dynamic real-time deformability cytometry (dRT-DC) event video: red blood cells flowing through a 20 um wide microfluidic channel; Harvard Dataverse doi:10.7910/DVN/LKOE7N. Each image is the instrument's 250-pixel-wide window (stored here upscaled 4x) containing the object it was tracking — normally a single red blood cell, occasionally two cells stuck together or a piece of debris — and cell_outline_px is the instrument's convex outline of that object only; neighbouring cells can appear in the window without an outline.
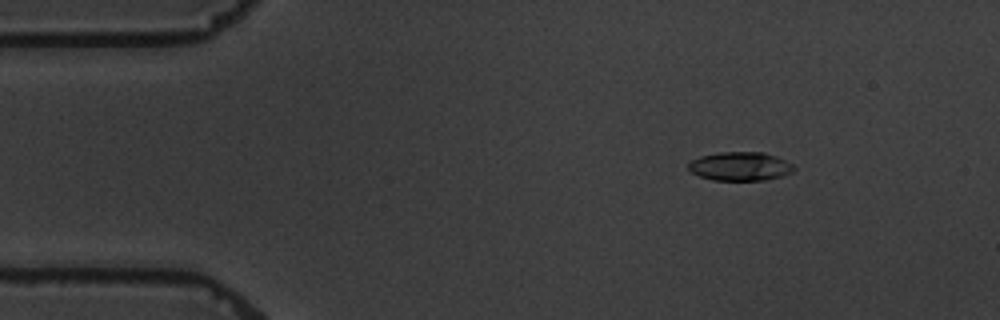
{"species": "common noctule bat (a hibernating species)", "species_latin": "Nyctalus noctula", "temperature_condition": "warm", "stored_images_in_passage": 5, "camera_frame_rate_fps": 3000, "um_per_image_px": 0.085, "animal": {"sex": "male", "body_mass_g": 19.5, "forearm_length_mm": 54.6}, "frame": {"image": 1, "passage_image": 3, "time_ms": 2.333, "image_size_px": [1000, 320], "cell_outline_px": [[796, 168], [792, 172], [784, 176], [764, 180], [712, 180], [700, 176], [692, 172], [688, 168], [688, 164], [692, 160], [700, 156], [720, 152], [764, 152], [776, 156], [792, 164]], "centroid_in_image_um": [62.93, 14.14], "position_along_channel_um": 22.1, "area_um2": 17.69}}
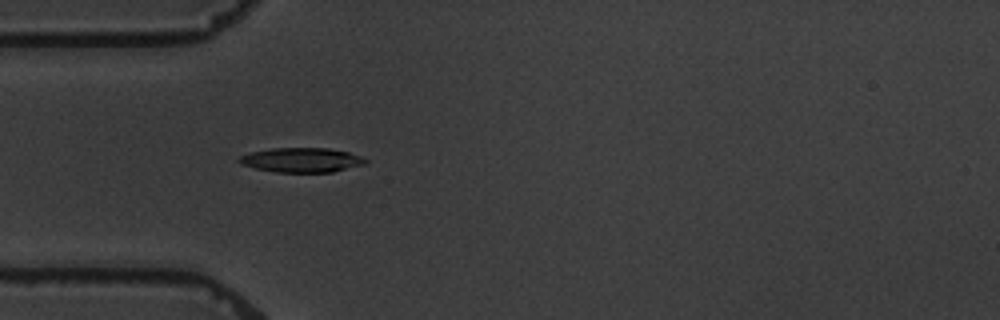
{"frame": {"image": 2, "passage_image": 5, "time_ms": 5.333, "image_size_px": [1000, 320], "cell_outline_px": [[368, 160], [364, 164], [332, 172], [276, 172], [256, 168], [240, 164], [236, 160], [240, 156], [252, 152], [272, 148], [328, 148], [348, 152], [360, 156]], "centroid_in_image_um": [25.61, 13.6], "position_along_channel_um": 59.4, "area_um2": 17.92}}